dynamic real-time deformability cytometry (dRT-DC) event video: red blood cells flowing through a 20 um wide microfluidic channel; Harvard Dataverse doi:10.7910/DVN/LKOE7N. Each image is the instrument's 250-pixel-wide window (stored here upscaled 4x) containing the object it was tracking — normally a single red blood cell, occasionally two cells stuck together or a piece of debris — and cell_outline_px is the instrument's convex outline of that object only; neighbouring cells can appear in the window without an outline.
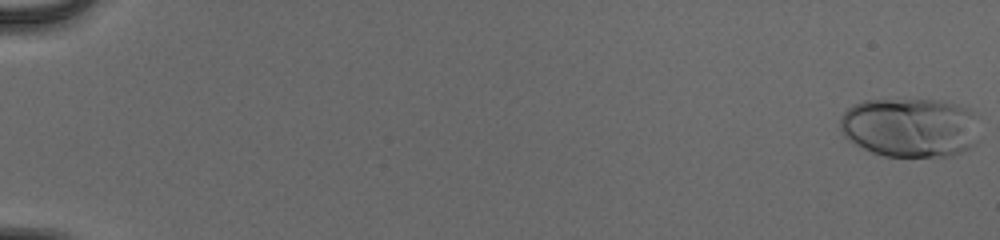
{"species": "human", "species_latin": "Homo sapiens", "temperature_condition": "cold", "stored_images_in_passage": 54, "camera_frame_rate_fps": 3000, "um_per_image_px": 0.085, "donor": {"sex": "male"}, "frame": {"image": 1, "passage_image": 1, "time_ms": 0.0, "image_size_px": [1000, 240], "cell_outline_px": [[980, 140], [976, 144], [952, 156], [884, 156], [872, 152], [848, 140], [840, 132], [840, 120], [844, 112], [848, 108], [864, 100], [936, 100], [956, 104], [968, 108], [976, 116]], "centroid_in_image_um": [77.39, 10.84], "position_along_channel_um": 7.6, "area_um2": 48.61}}
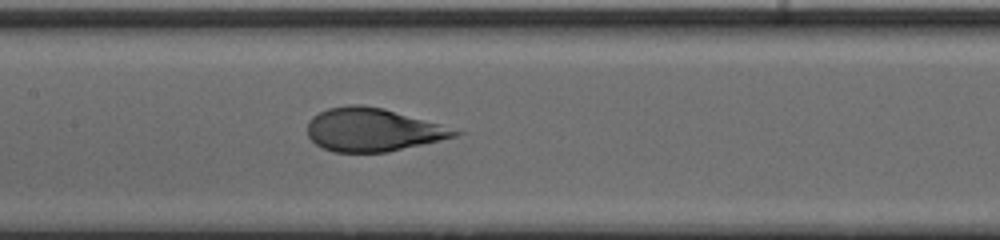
{"frame": {"image": 2, "passage_image": 29, "time_ms": 9.333, "image_size_px": [1000, 240], "cell_outline_px": [[464, 132], [456, 136], [440, 140], [388, 152], [332, 152], [316, 144], [308, 136], [308, 120], [312, 116], [328, 108], [348, 104], [360, 104], [384, 108], [440, 124]], "centroid_in_image_um": [31.66, 11.02], "position_along_channel_um": 175.7, "area_um2": 37.05}}
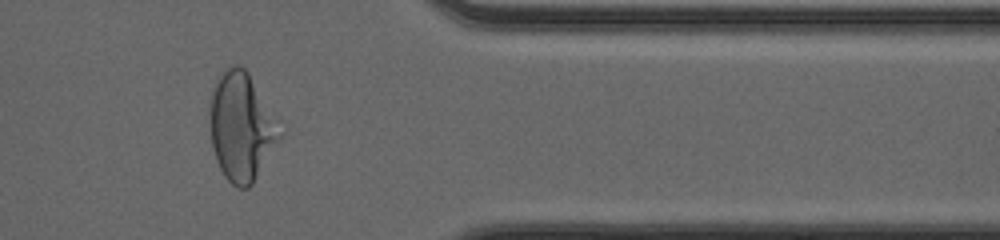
{"frame": {"image": 3, "passage_image": 46, "time_ms": 15.0, "image_size_px": [1000, 240], "cell_outline_px": [[288, 132], [252, 184], [248, 188], [236, 188], [224, 176], [216, 160], [212, 144], [208, 120], [208, 108], [212, 88], [220, 72], [228, 64], [236, 64], [244, 68], [248, 72], [284, 120]], "centroid_in_image_um": [20.62, 10.72], "position_along_channel_um": 390.8, "area_um2": 46.93}, "authors_computed_cell_mechanics": {"area_um2": 41.5871, "velocity_mm_per_s": 3.9969, "shape_relaxation_time_tau1_ms": 3.4453, "shape_relaxation_time_tau2_ms": null, "deformation_change_tau1": 0.196, "deformation_change_tau2": null}}